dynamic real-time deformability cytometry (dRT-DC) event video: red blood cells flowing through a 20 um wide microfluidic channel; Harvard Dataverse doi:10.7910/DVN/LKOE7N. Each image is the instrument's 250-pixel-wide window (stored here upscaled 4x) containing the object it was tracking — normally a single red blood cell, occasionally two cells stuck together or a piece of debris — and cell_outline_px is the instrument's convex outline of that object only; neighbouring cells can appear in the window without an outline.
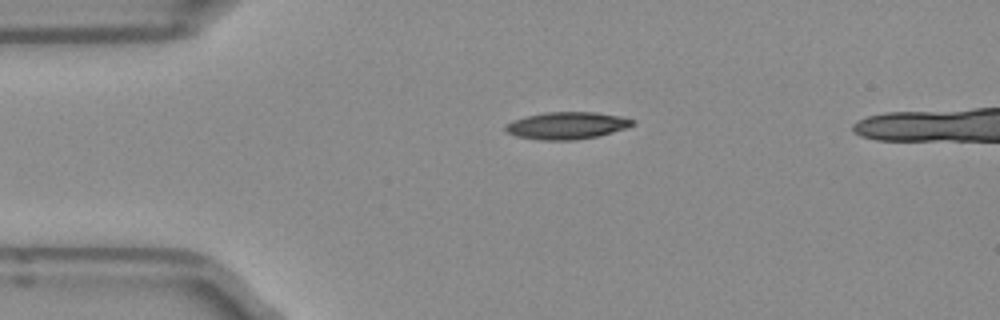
{"species": "Egyptian fruit bat (a non-hibernating species)", "species_latin": "Rousettus aegyptiacus", "temperature_condition": "room temperature", "stored_images_in_passage": 38, "camera_frame_rate_fps": 3000, "um_per_image_px": 0.085, "frame": {"image": 1, "passage_image": 1, "time_ms": 0.0, "image_size_px": [1000, 320], "cell_outline_px": [[636, 124], [628, 128], [596, 136], [576, 140], [540, 140], [516, 136], [508, 132], [504, 128], [504, 124], [512, 120], [544, 112], [596, 112], [620, 116], [636, 120]], "centroid_in_image_um": [48.2, 10.67], "position_along_channel_um": 36.8, "area_um2": 20.23}}
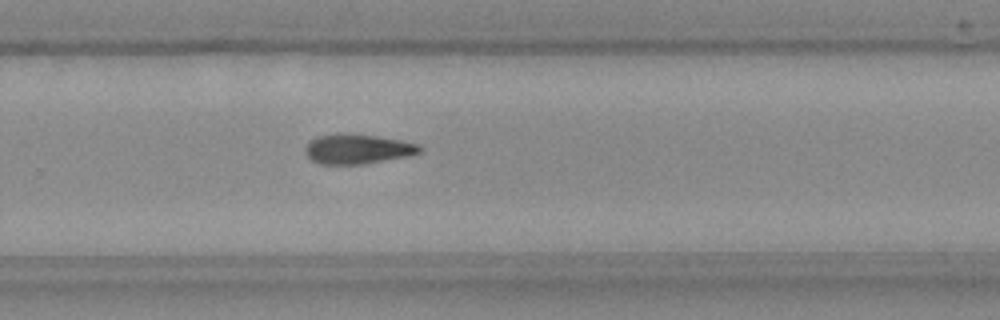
{"frame": {"image": 2, "passage_image": 23, "time_ms": 7.333, "image_size_px": [1000, 320], "cell_outline_px": [[424, 148], [420, 152], [412, 156], [364, 164], [320, 164], [312, 160], [304, 152], [304, 148], [308, 140], [316, 136], [340, 132], [344, 132], [376, 136], [400, 140], [416, 144]], "centroid_in_image_um": [30.36, 12.65], "position_along_channel_um": 299.4, "area_um2": 20.29}}
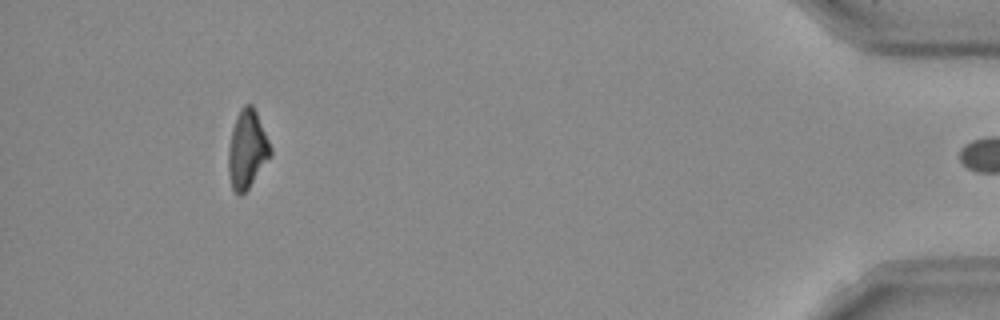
{"frame": {"image": 3, "passage_image": 37, "time_ms": 12.0, "image_size_px": [1000, 320], "cell_outline_px": [[272, 156], [248, 188], [240, 196], [232, 188], [228, 172], [228, 148], [232, 128], [236, 116], [240, 108], [244, 104], [252, 104], [256, 112], [272, 148]], "centroid_in_image_um": [21.01, 12.69], "position_along_channel_um": 414.2, "area_um2": 19.25}, "authors_computed_cell_mechanics": {"area_um2": 20.23, "velocity_mm_per_s": 3.9722, "shape_relaxation_time_tau1_ms": 9.1145, "shape_relaxation_time_tau2_ms": null, "deformation_change_tau1": 0.2197, "deformation_change_tau2": null}}